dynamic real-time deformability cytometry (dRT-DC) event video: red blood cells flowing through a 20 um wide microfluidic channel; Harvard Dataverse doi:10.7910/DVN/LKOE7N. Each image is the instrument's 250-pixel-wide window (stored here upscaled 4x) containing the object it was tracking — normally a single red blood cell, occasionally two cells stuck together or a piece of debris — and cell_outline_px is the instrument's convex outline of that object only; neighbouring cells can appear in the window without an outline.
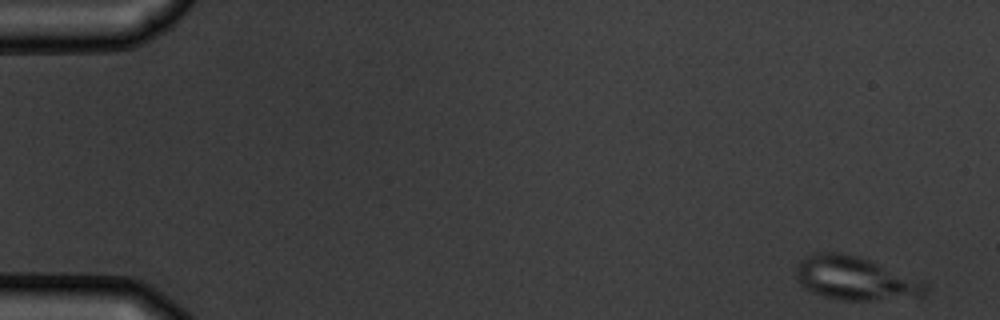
{"species": "common noctule bat (a hibernating species)", "species_latin": "Nyctalus noctula", "temperature_condition": "warm", "stored_images_in_passage": 5, "camera_frame_rate_fps": 3000, "um_per_image_px": 0.085, "animal": {"sex": "male", "body_mass_g": 19.5, "forearm_length_mm": 54.6}, "frame": {"image": 1, "passage_image": 1, "time_ms": 0.0, "image_size_px": [1000, 320], "cell_outline_px": [[928, 292], [924, 296], [872, 300], [840, 300], [824, 296], [812, 292], [800, 284], [796, 276], [796, 264], [800, 260], [816, 252], [840, 252], [860, 256], [872, 260], [924, 280], [928, 284]], "centroid_in_image_um": [72.75, 23.64], "position_along_channel_um": 12.3, "area_um2": 33.29}}